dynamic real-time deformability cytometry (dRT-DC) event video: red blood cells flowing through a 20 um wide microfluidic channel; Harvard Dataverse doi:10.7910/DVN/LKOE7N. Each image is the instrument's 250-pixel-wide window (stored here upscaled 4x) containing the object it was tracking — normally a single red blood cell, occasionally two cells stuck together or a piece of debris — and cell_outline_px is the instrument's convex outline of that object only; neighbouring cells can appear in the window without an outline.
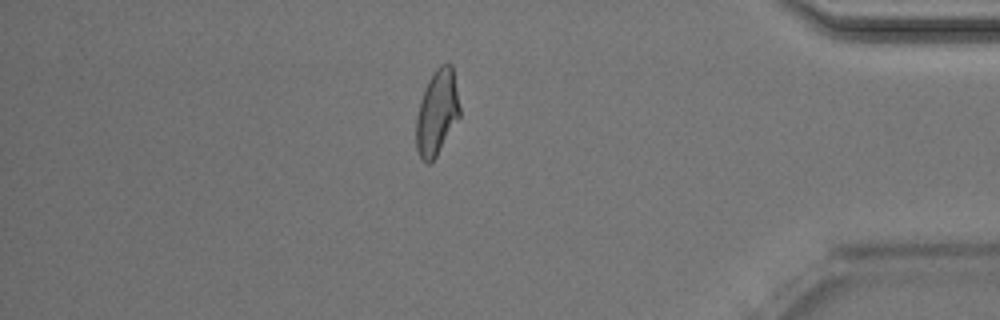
{"species": "Egyptian fruit bat (a non-hibernating species)", "species_latin": "Rousettus aegyptiacus", "temperature_condition": "room temperature", "stored_images_in_passage": 48, "camera_frame_rate_fps": 3000, "um_per_image_px": 0.085, "animal": {"sex": "male"}, "frame": {"image": 1, "passage_image": 41, "time_ms": 13.333, "image_size_px": [1000, 320], "cell_outline_px": [[460, 116], [436, 156], [428, 164], [420, 156], [416, 148], [416, 120], [420, 100], [428, 80], [432, 72], [440, 64], [452, 64], [460, 108]], "centroid_in_image_um": [37.14, 9.53], "position_along_channel_um": 398.1, "area_um2": 21.44}, "authors_computed_cell_mechanics": {"area_um2": 22.0218, "velocity_mm_per_s": 4.0312, "shape_relaxation_time_tau1_ms": 4.2221, "shape_relaxation_time_tau2_ms": 1.6426, "deformation_change_tau1": 0.1565, "deformation_change_tau2": 0.0728}}